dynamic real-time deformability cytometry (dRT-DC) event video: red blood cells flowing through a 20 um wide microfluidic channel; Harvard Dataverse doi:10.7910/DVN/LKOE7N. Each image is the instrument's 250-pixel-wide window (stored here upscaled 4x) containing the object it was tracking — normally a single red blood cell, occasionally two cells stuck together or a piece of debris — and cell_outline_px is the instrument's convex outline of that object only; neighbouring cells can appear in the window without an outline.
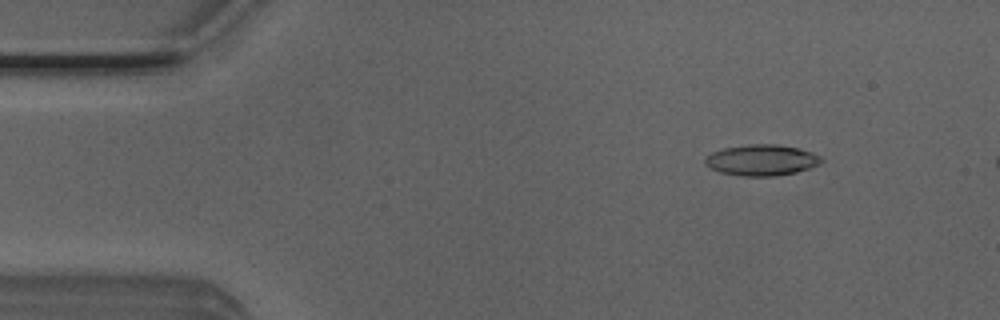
{"species": "Egyptian fruit bat (a non-hibernating species)", "species_latin": "Rousettus aegyptiacus", "temperature_condition": "room temperature", "stored_images_in_passage": 48, "camera_frame_rate_fps": 3000, "um_per_image_px": 0.085, "animal": {"sex": "male"}, "frame": {"image": 1, "passage_image": 6, "time_ms": 1.667, "image_size_px": [1000, 320], "cell_outline_px": [[824, 160], [820, 164], [796, 172], [776, 176], [744, 176], [720, 172], [704, 164], [704, 160], [712, 152], [724, 148], [752, 144], [776, 144], [796, 148], [812, 152], [820, 156]], "centroid_in_image_um": [64.75, 13.61], "position_along_channel_um": 20.2, "area_um2": 20.81}}
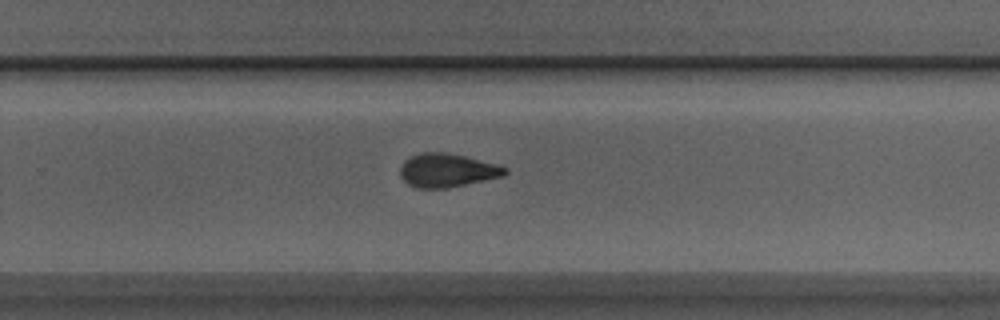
{"frame": {"image": 2, "passage_image": 32, "time_ms": 10.333, "image_size_px": [1000, 320], "cell_outline_px": [[508, 172], [504, 176], [448, 188], [416, 188], [408, 184], [400, 176], [400, 164], [404, 160], [420, 152], [448, 152], [496, 164], [508, 168]], "centroid_in_image_um": [37.99, 14.48], "position_along_channel_um": 291.8, "area_um2": 20.63}}
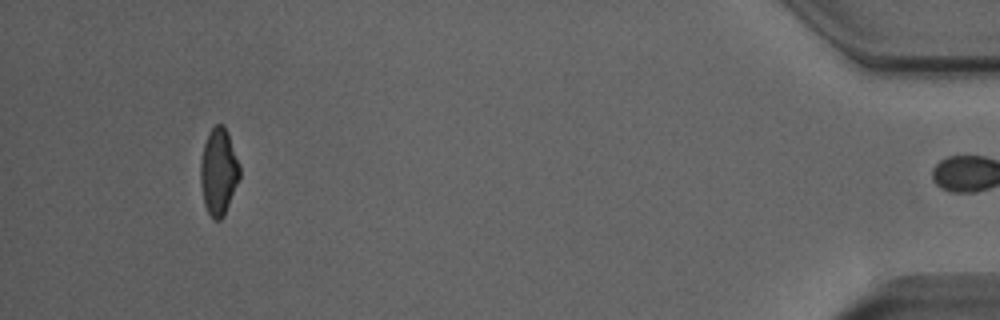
{"frame": {"image": 3, "passage_image": 47, "time_ms": 15.333, "image_size_px": [1000, 320], "cell_outline_px": [[240, 176], [224, 216], [220, 220], [212, 220], [204, 204], [200, 184], [200, 160], [204, 144], [208, 132], [216, 124], [224, 124], [228, 132], [240, 164]], "centroid_in_image_um": [18.57, 14.58], "position_along_channel_um": 416.6, "area_um2": 20.06}, "authors_computed_cell_mechanics": {"area_um2": 20.6635, "velocity_mm_per_s": 4.0352, "shape_relaxation_time_tau1_ms": 7.0645, "shape_relaxation_time_tau2_ms": 3.5326, "deformation_change_tau1": 0.2171, "deformation_change_tau2": 0.0977}}